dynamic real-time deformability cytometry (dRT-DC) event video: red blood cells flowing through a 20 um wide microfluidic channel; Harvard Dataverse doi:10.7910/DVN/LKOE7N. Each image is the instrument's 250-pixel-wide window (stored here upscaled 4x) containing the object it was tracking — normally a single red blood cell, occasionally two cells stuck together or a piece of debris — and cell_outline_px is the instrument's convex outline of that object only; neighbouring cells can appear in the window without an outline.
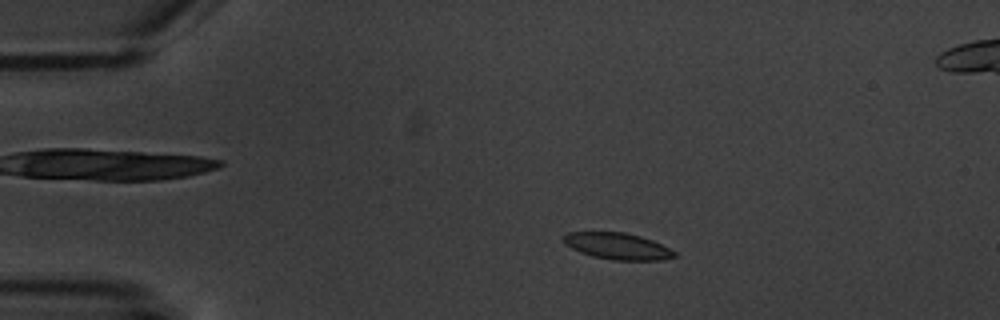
{"species": "common noctule bat (a hibernating species)", "species_latin": "Nyctalus noctula", "temperature_condition": "warm", "stored_images_in_passage": 5, "camera_frame_rate_fps": 3000, "um_per_image_px": 0.085, "animal": {"sex": "male", "body_mass_g": 20.1, "forearm_length_mm": 53.5}, "frame": {"image": 1, "passage_image": 2, "time_ms": 1.333, "image_size_px": [1000, 320], "cell_outline_px": [[676, 256], [664, 260], [612, 260], [592, 256], [580, 252], [564, 244], [564, 236], [568, 232], [624, 232], [640, 236], [652, 240], [676, 252]], "centroid_in_image_um": [52.49, 20.92], "position_along_channel_um": 32.5, "area_um2": 17.05}}